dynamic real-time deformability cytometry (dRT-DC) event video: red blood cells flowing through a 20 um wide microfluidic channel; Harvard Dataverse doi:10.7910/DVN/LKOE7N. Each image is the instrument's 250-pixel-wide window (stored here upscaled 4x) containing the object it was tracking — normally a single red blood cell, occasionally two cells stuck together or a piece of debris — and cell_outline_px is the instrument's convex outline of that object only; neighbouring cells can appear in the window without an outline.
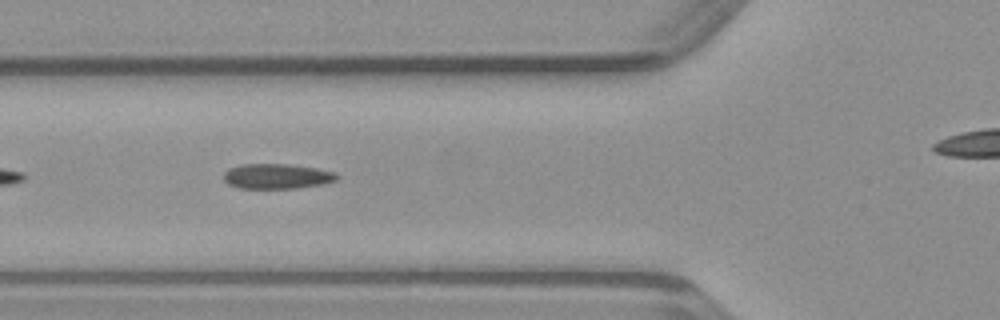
{"species": "common noctule bat (a hibernating species)", "species_latin": "Nyctalus noctula", "temperature_condition": "warm", "stored_images_in_passage": 15, "camera_frame_rate_fps": 3000, "um_per_image_px": 0.085, "animal": {"sex": "male", "body_mass_g": 23.1, "forearm_length_mm": 52.7}, "frame": {"image": 1, "passage_image": 5, "time_ms": 1.333, "image_size_px": [1000, 320], "cell_outline_px": [[340, 176], [336, 180], [324, 184], [296, 188], [240, 188], [228, 184], [224, 180], [224, 172], [228, 168], [240, 164], [288, 164], [316, 168], [336, 172]], "centroid_in_image_um": [23.55, 14.98], "position_along_channel_um": 102.3, "area_um2": 16.65}}